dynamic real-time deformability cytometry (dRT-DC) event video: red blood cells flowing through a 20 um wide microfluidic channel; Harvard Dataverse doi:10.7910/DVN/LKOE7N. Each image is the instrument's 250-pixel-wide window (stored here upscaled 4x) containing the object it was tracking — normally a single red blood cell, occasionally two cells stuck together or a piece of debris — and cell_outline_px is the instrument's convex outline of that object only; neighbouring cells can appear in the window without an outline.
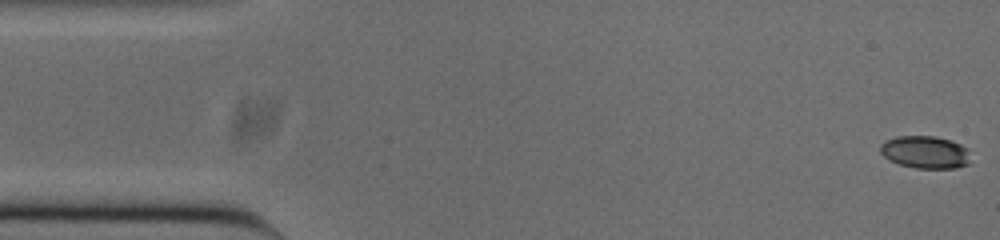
{"species": "common noctule bat (a hibernating species)", "species_latin": "Nyctalus noctula", "temperature_condition": "cold", "stored_images_in_passage": 53, "camera_frame_rate_fps": 3000, "um_per_image_px": 0.085, "animal": {"sex": "male", "body_mass_g": 20.0, "forearm_length_mm": 53.3}, "frame": {"image": 1, "passage_image": 1, "time_ms": 0.0, "image_size_px": [1000, 240], "cell_outline_px": [[968, 164], [956, 168], [916, 168], [900, 164], [888, 160], [880, 152], [880, 144], [884, 140], [896, 136], [936, 136], [952, 140], [968, 148]], "centroid_in_image_um": [78.61, 12.92], "position_along_channel_um": 6.4, "area_um2": 17.22}}
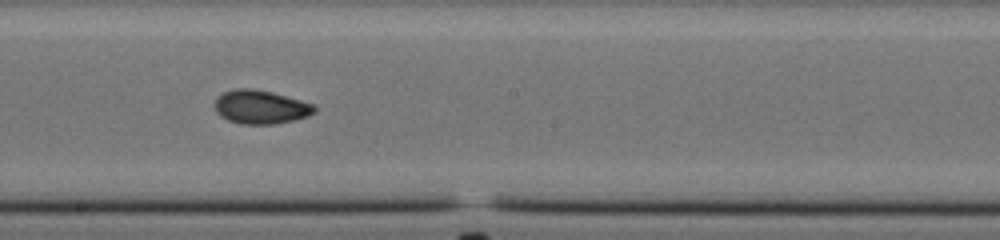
{"frame": {"image": 2, "passage_image": 28, "time_ms": 9.0, "image_size_px": [1000, 240], "cell_outline_px": [[316, 112], [308, 116], [292, 120], [272, 124], [240, 124], [228, 120], [220, 116], [216, 112], [216, 100], [224, 92], [236, 88], [252, 88], [272, 92], [316, 104]], "centroid_in_image_um": [22.19, 9.09], "position_along_channel_um": 226.0, "area_um2": 19.54}}
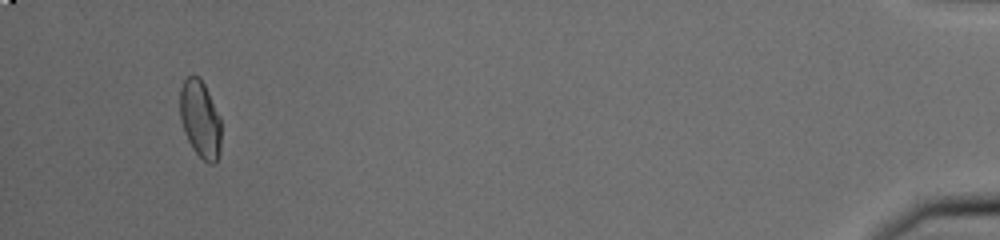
{"frame": {"image": 3, "passage_image": 50, "time_ms": 16.333, "image_size_px": [1000, 240], "cell_outline_px": [[220, 152], [216, 164], [208, 164], [192, 148], [184, 132], [180, 120], [180, 88], [184, 80], [192, 72], [200, 76], [220, 116]], "centroid_in_image_um": [17.01, 10.1], "position_along_channel_um": 418.2, "area_um2": 18.84}, "authors_computed_cell_mechanics": {"area_um2": 18.6694, "velocity_mm_per_s": 3.8095, "shape_relaxation_time_tau1_ms": 7.0585, "shape_relaxation_time_tau2_ms": 1.509, "deformation_change_tau1": 0.177, "deformation_change_tau2": 0.0528}}